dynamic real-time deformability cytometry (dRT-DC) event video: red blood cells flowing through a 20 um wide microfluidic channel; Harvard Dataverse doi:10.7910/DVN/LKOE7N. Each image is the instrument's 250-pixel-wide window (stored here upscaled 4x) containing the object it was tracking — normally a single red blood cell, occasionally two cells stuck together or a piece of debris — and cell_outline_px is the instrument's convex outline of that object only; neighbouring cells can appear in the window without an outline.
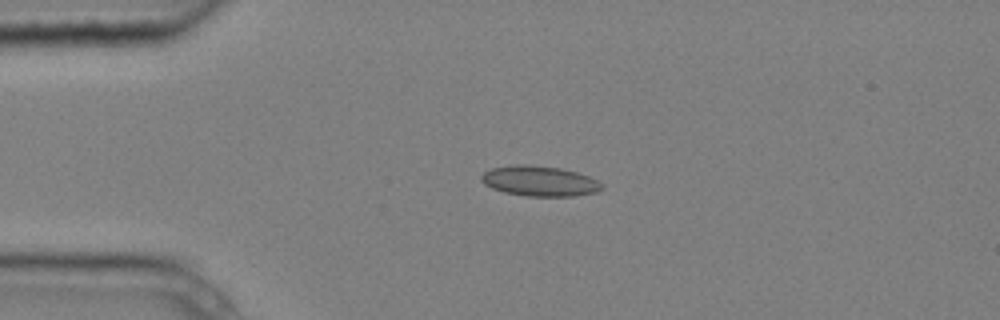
{"species": "common noctule bat (a hibernating species)", "species_latin": "Nyctalus noctula", "temperature_condition": "cold", "stored_images_in_passage": 2, "camera_frame_rate_fps": 3000, "um_per_image_px": 0.085, "animal": {"sex": "male", "body_mass_g": 20.4}, "frame": {"image": 1, "passage_image": 1, "time_ms": 0.0, "image_size_px": [1000, 320], "cell_outline_px": [[604, 188], [596, 192], [576, 196], [524, 196], [504, 192], [492, 188], [484, 184], [480, 180], [480, 176], [484, 172], [492, 168], [512, 164], [528, 164], [560, 168], [576, 172], [588, 176], [604, 184]], "centroid_in_image_um": [45.85, 15.39], "position_along_channel_um": 39.1, "area_um2": 21.44}}